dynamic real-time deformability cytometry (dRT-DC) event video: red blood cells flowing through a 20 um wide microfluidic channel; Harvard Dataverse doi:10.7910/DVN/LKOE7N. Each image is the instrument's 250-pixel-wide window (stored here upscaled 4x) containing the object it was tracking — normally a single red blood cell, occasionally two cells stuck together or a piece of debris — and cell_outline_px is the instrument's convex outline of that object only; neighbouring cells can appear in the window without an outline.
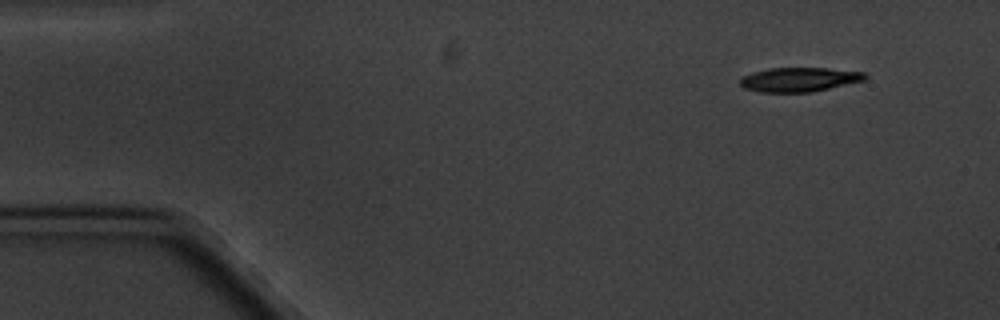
{"species": "common noctule bat (a hibernating species)", "species_latin": "Nyctalus noctula", "temperature_condition": "cold", "stored_images_in_passage": 15, "camera_frame_rate_fps": 3000, "um_per_image_px": 0.085, "animal": {"sex": "male", "body_mass_g": 20.1, "forearm_length_mm": 53.5}, "frame": {"image": 1, "passage_image": 1, "time_ms": 0.0, "image_size_px": [1000, 320], "cell_outline_px": [[868, 76], [864, 80], [812, 92], [760, 92], [744, 88], [740, 84], [740, 80], [744, 76], [752, 72], [768, 68], [828, 68], [864, 72]], "centroid_in_image_um": [67.93, 6.75], "position_along_channel_um": 17.1, "area_um2": 17.57}}
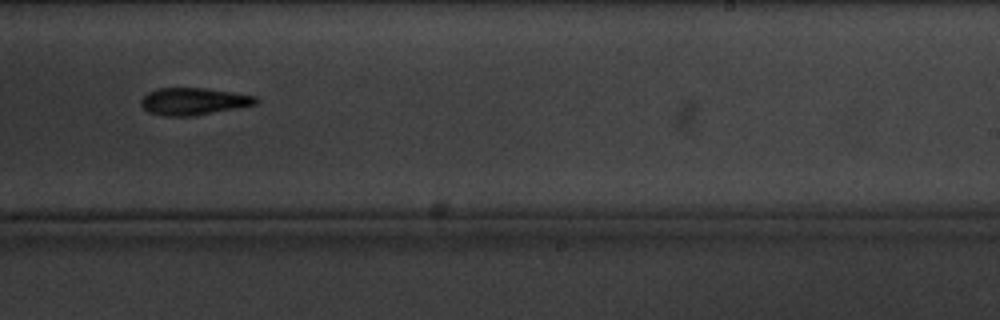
{"frame": {"image": 2, "passage_image": 9, "time_ms": 10.333, "image_size_px": [1000, 320], "cell_outline_px": [[260, 100], [256, 104], [192, 116], [164, 116], [148, 112], [140, 104], [140, 100], [148, 92], [156, 88], [204, 88], [232, 92], [256, 96]], "centroid_in_image_um": [16.42, 8.61], "position_along_channel_um": 272.6, "area_um2": 18.09}, "authors_computed_cell_mechanics": {"area_um2": 18.3804, "velocity_mm_per_s": 3.3221, "shape_relaxation_time_tau1_ms": 3.2855, "shape_relaxation_time_tau2_ms": null, "deformation_change_tau1": 0.1201, "deformation_change_tau2": null}}